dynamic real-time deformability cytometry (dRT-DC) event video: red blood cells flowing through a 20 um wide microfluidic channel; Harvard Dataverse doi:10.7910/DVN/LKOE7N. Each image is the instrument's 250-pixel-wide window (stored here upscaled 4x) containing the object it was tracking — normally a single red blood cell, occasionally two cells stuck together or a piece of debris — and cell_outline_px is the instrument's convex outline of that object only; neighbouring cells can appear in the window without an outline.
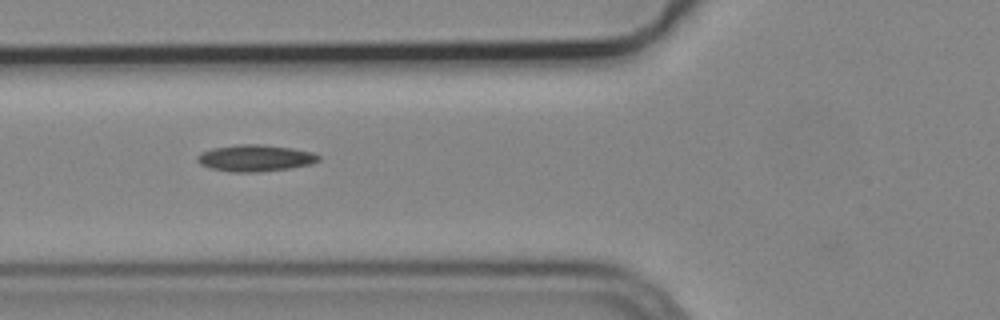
{"species": "common noctule bat (a hibernating species)", "species_latin": "Nyctalus noctula", "temperature_condition": "cold", "stored_images_in_passage": 10, "camera_frame_rate_fps": 3000, "um_per_image_px": 0.085, "animal": {"sex": "male", "body_mass_g": 19.2, "forearm_length_mm": 51.8}, "frame": {"image": 1, "passage_image": 5, "time_ms": 1.333, "image_size_px": [1000, 320], "cell_outline_px": [[320, 160], [312, 164], [292, 168], [260, 172], [232, 172], [212, 168], [200, 164], [196, 160], [196, 156], [200, 152], [212, 148], [240, 144], [260, 144], [292, 148], [312, 152], [320, 156]], "centroid_in_image_um": [21.7, 13.44], "position_along_channel_um": 104.1, "area_um2": 18.96}}
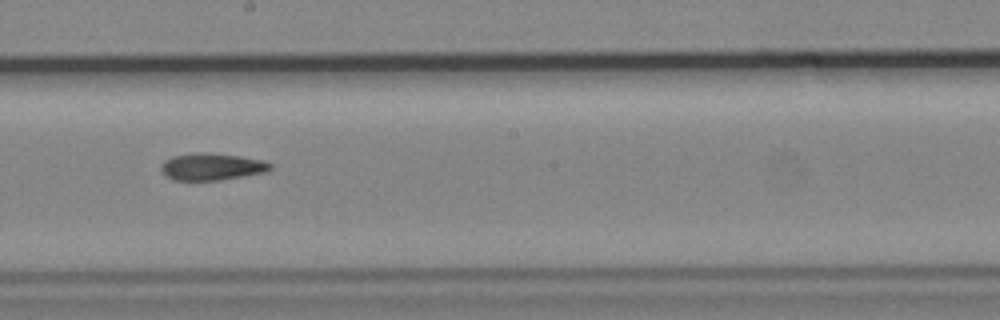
{"frame": {"image": 2, "passage_image": 8, "time_ms": 2.333, "image_size_px": [1000, 320], "cell_outline_px": [[272, 168], [268, 172], [220, 180], [176, 180], [168, 176], [160, 168], [160, 164], [164, 160], [172, 156], [196, 152], [204, 152], [240, 156], [264, 160], [272, 164]], "centroid_in_image_um": [18.03, 14.16], "position_along_channel_um": 230.2, "area_um2": 17.28}}
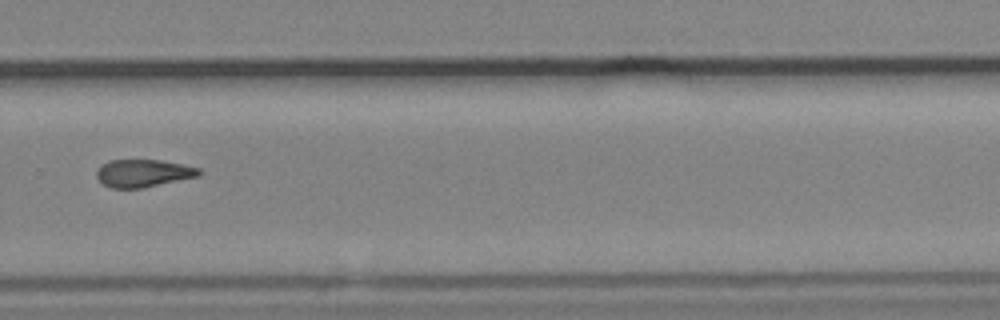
{"frame": {"image": 3, "passage_image": 10, "time_ms": 3.0, "image_size_px": [1000, 320], "cell_outline_px": [[204, 172], [200, 176], [144, 188], [112, 188], [104, 184], [96, 176], [96, 172], [100, 164], [108, 160], [160, 160], [184, 164], [200, 168]], "centroid_in_image_um": [12.22, 14.71], "position_along_channel_um": 317.6, "area_um2": 16.76}}